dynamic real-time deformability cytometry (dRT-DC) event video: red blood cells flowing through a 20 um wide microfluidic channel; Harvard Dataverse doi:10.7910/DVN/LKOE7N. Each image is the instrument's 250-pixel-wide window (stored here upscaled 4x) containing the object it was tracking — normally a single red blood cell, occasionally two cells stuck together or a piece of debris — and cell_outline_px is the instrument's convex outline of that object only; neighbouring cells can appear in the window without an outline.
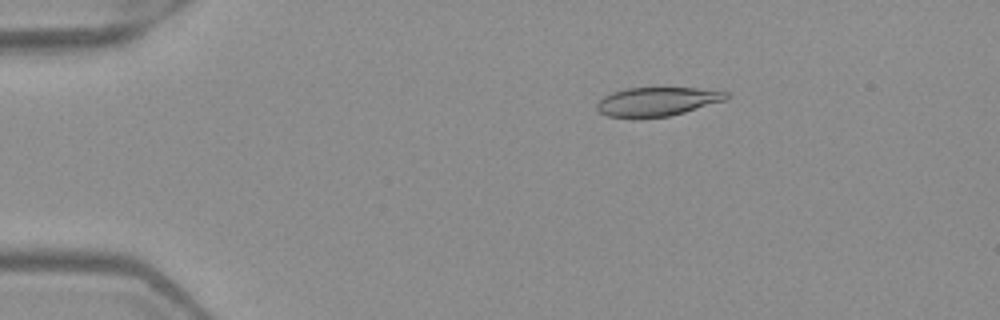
{"species": "Egyptian fruit bat (a non-hibernating species)", "species_latin": "Rousettus aegyptiacus", "temperature_condition": "warm", "stored_images_in_passage": 6, "camera_frame_rate_fps": 3000, "um_per_image_px": 0.085, "frame": {"image": 1, "passage_image": 3, "time_ms": 0.667, "image_size_px": [1000, 320], "cell_outline_px": [[728, 96], [724, 100], [684, 112], [668, 116], [608, 116], [600, 112], [596, 108], [596, 104], [604, 96], [612, 92], [624, 88], [696, 88], [728, 92]], "centroid_in_image_um": [55.84, 8.61], "position_along_channel_um": 29.2, "area_um2": 21.1}}
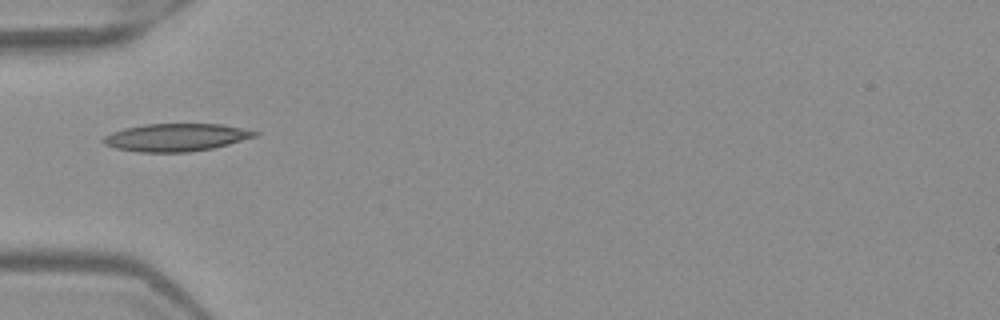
{"frame": {"image": 2, "passage_image": 5, "time_ms": 1.333, "image_size_px": [1000, 320], "cell_outline_px": [[260, 132], [256, 136], [228, 144], [212, 148], [188, 152], [140, 152], [116, 148], [104, 144], [100, 140], [104, 136], [112, 132], [124, 128], [144, 124], [220, 124]], "centroid_in_image_um": [14.92, 11.68], "position_along_channel_um": 70.1, "area_um2": 24.28}}
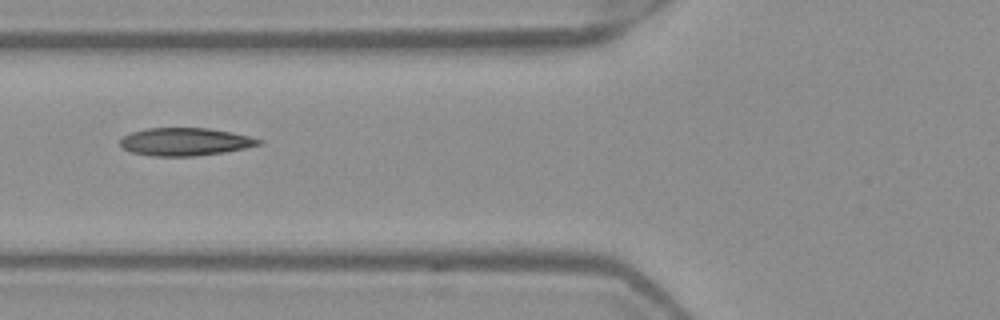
{"frame": {"image": 3, "passage_image": 6, "time_ms": 1.667, "image_size_px": [1000, 320], "cell_outline_px": [[264, 144], [224, 152], [196, 156], [152, 156], [132, 152], [124, 148], [120, 144], [120, 140], [124, 136], [132, 132], [148, 128], [208, 128], [232, 132], [264, 140]], "centroid_in_image_um": [15.78, 12.05], "position_along_channel_um": 110.0, "area_um2": 22.43}}